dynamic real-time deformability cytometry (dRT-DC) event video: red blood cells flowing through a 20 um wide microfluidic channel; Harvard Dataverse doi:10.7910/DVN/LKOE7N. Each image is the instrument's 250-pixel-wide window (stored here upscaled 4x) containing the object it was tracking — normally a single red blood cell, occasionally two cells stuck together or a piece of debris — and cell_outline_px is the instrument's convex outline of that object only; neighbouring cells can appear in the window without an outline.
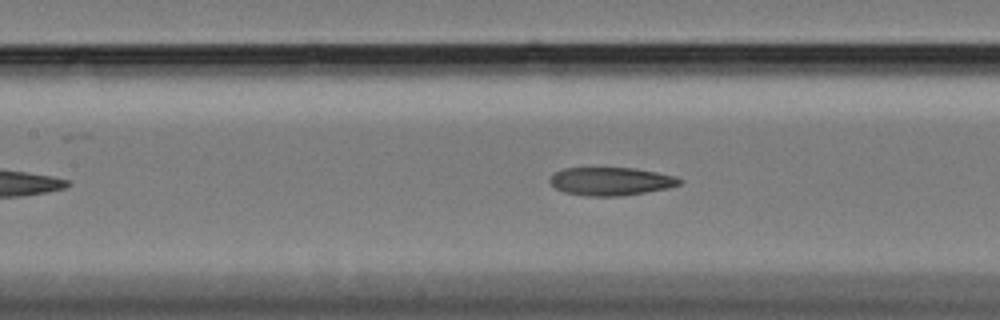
{"species": "Egyptian fruit bat (a non-hibernating species)", "species_latin": "Rousettus aegyptiacus", "temperature_condition": "cold", "stored_images_in_passage": 47, "camera_frame_rate_fps": 3000, "um_per_image_px": 0.085, "animal": {"sex": "female"}, "frame": {"image": 1, "passage_image": 19, "time_ms": 6.0, "image_size_px": [1000, 320], "cell_outline_px": [[684, 180], [680, 184], [668, 188], [620, 196], [588, 196], [564, 192], [556, 188], [548, 180], [556, 172], [564, 168], [636, 168], [676, 176]], "centroid_in_image_um": [51.95, 15.41], "position_along_channel_um": 155.5, "area_um2": 21.15}}
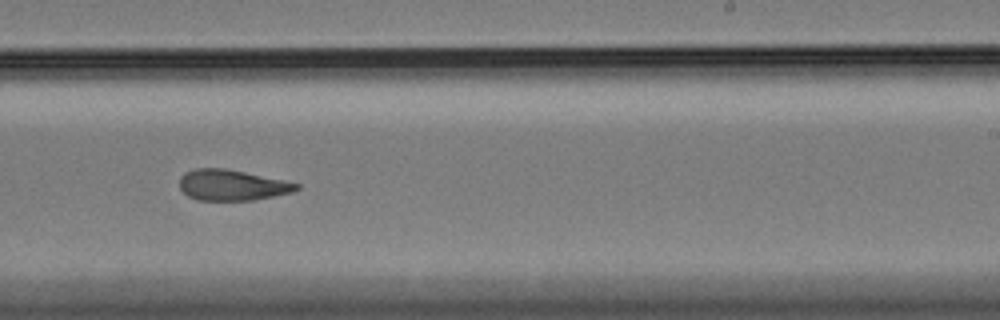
{"frame": {"image": 2, "passage_image": 29, "time_ms": 9.333, "image_size_px": [1000, 320], "cell_outline_px": [[300, 188], [292, 192], [252, 200], [196, 200], [188, 196], [180, 188], [180, 176], [184, 172], [196, 168], [224, 168], [244, 172], [300, 184]], "centroid_in_image_um": [19.67, 15.73], "position_along_channel_um": 269.3, "area_um2": 20.75}}
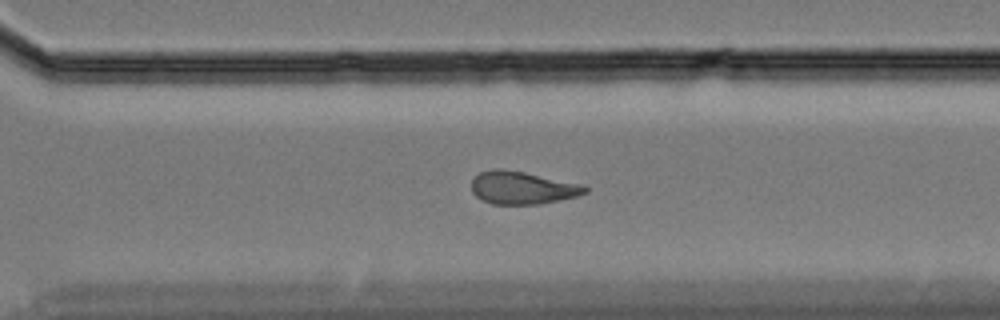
{"frame": {"image": 3, "passage_image": 34, "time_ms": 11.0, "image_size_px": [1000, 320], "cell_outline_px": [[588, 192], [576, 196], [540, 204], [492, 204], [480, 200], [472, 192], [472, 180], [480, 172], [496, 168], [500, 168], [524, 172], [576, 184], [588, 188]], "centroid_in_image_um": [44.32, 15.97], "position_along_channel_um": 326.3, "area_um2": 21.27}, "authors_computed_cell_mechanics": {"area_um2": 21.6172, "velocity_mm_per_s": 3.426, "shape_relaxation_time_tau1_ms": null, "shape_relaxation_time_tau2_ms": 3.2609, "deformation_change_tau1": null, "deformation_change_tau2": 0.1052}}